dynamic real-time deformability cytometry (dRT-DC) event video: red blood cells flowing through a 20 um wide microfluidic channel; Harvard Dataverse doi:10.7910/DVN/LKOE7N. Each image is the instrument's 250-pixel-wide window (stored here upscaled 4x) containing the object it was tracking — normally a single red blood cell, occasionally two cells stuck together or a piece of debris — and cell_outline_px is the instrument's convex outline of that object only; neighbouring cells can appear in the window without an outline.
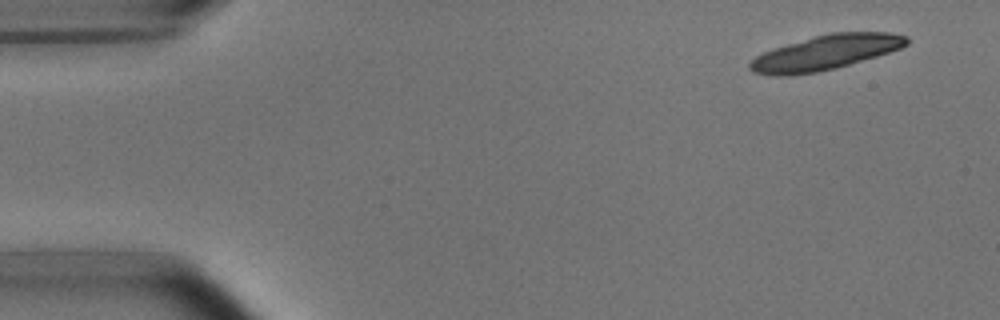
{"species": "common noctule bat (a hibernating species)", "species_latin": "Nyctalus noctula", "temperature_condition": "room temperature", "stored_images_in_passage": 6, "camera_frame_rate_fps": 3000, "um_per_image_px": 0.085, "animal": {"sex": "male", "body_mass_g": 15.6}, "frame": {"image": 1, "passage_image": 1, "time_ms": 0.0, "image_size_px": [1000, 320], "cell_outline_px": [[908, 44], [900, 48], [876, 56], [836, 68], [816, 72], [788, 76], [776, 76], [752, 72], [748, 68], [748, 64], [756, 56], [772, 48], [816, 36], [832, 32], [892, 32], [908, 36]], "centroid_in_image_um": [70.15, 4.47], "position_along_channel_um": 14.8, "area_um2": 31.56}}
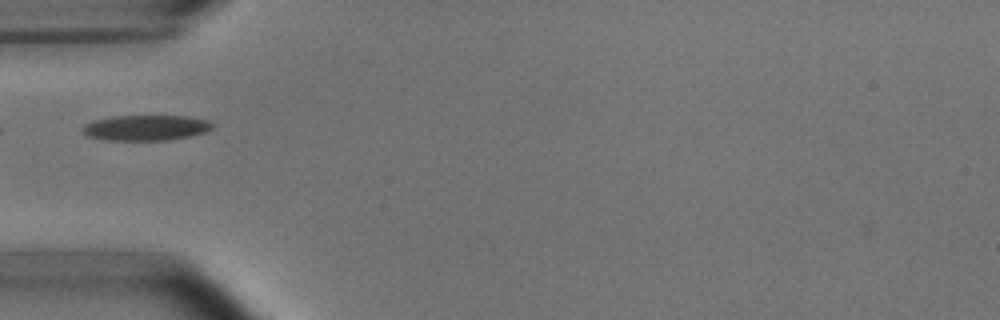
{"frame": {"image": 2, "passage_image": 5, "time_ms": 4.667, "image_size_px": [1000, 320], "cell_outline_px": [[212, 128], [204, 132], [192, 136], [168, 140], [108, 140], [88, 136], [84, 132], [84, 124], [96, 120], [112, 116], [184, 116], [208, 120], [212, 124]], "centroid_in_image_um": [12.42, 10.86], "position_along_channel_um": 72.6, "area_um2": 19.02}}